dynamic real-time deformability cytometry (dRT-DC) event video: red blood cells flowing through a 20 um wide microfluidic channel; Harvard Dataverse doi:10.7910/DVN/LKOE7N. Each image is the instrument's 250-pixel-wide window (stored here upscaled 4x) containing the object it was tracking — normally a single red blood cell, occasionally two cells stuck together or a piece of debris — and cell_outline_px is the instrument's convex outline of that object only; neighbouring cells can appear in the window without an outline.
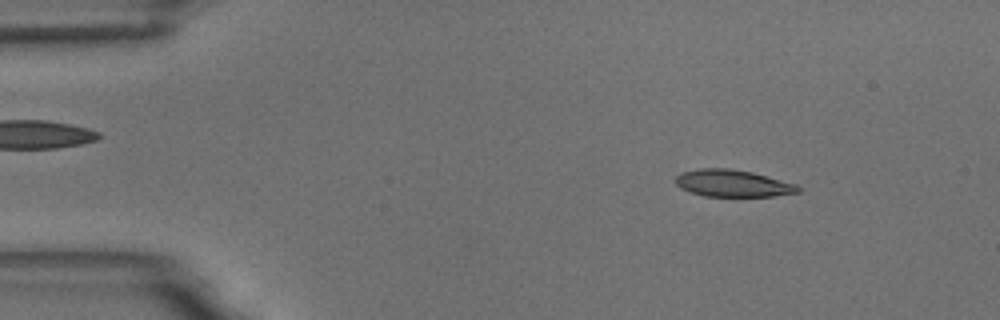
{"species": "common noctule bat (a hibernating species)", "species_latin": "Nyctalus noctula", "temperature_condition": "room temperature", "stored_images_in_passage": 9, "camera_frame_rate_fps": 3000, "um_per_image_px": 0.085, "animal": {"sex": "male", "body_mass_g": 18.8}, "frame": {"image": 1, "passage_image": 1, "time_ms": 0.0, "image_size_px": [1000, 320], "cell_outline_px": [[800, 192], [772, 196], [704, 196], [680, 188], [676, 184], [676, 176], [680, 172], [700, 168], [728, 168], [752, 172], [796, 184], [800, 188]], "centroid_in_image_um": [62.26, 15.57], "position_along_channel_um": 22.7, "area_um2": 19.19}}
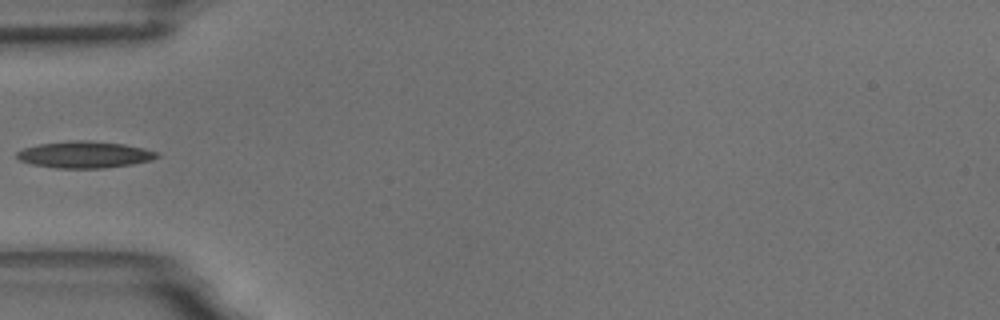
{"frame": {"image": 2, "passage_image": 4, "time_ms": 3.667, "image_size_px": [1000, 320], "cell_outline_px": [[160, 156], [152, 160], [132, 164], [104, 168], [56, 168], [32, 164], [20, 160], [16, 156], [16, 152], [24, 148], [40, 144], [72, 140], [88, 140], [124, 144], [144, 148], [156, 152]], "centroid_in_image_um": [7.2, 13.14], "position_along_channel_um": 77.8, "area_um2": 21.73}}
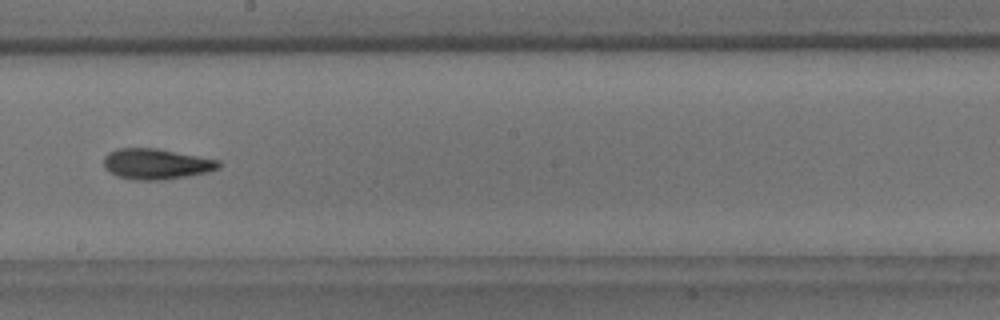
{"frame": {"image": 3, "passage_image": 8, "time_ms": 8.0, "image_size_px": [1000, 320], "cell_outline_px": [[220, 168], [208, 172], [188, 176], [156, 180], [136, 180], [116, 176], [104, 168], [104, 156], [108, 152], [116, 148], [156, 148], [220, 160]], "centroid_in_image_um": [13.26, 13.93], "position_along_channel_um": 234.9, "area_um2": 20.58}}